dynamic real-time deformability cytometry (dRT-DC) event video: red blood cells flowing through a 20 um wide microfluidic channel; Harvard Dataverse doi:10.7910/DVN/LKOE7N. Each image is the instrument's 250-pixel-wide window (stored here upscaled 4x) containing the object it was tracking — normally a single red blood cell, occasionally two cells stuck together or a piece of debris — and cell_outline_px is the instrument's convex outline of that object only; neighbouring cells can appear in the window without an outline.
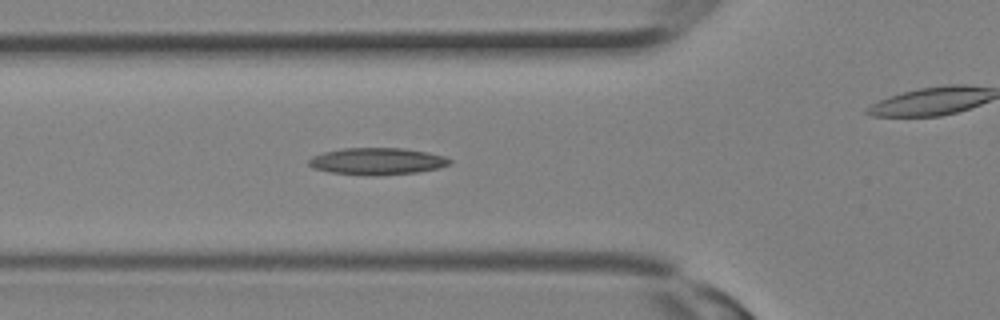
{"species": "Egyptian fruit bat (a non-hibernating species)", "species_latin": "Rousettus aegyptiacus", "temperature_condition": "room temperature", "stored_images_in_passage": 13, "camera_frame_rate_fps": 3000, "um_per_image_px": 0.085, "animal": {"sex": "female"}, "frame": {"image": 1, "passage_image": 10, "time_ms": 3.0, "image_size_px": [1000, 320], "cell_outline_px": [[452, 164], [436, 168], [416, 172], [376, 176], [372, 176], [328, 172], [312, 168], [308, 164], [308, 160], [312, 156], [324, 152], [344, 148], [404, 148], [428, 152], [444, 156], [452, 160]], "centroid_in_image_um": [32.04, 13.71], "position_along_channel_um": 93.8, "area_um2": 22.2}}